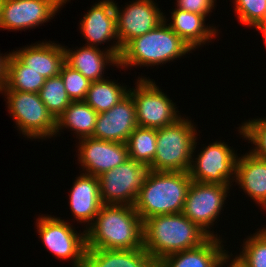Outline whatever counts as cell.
I'll return each mask as SVG.
<instances>
[{
  "label": "cell",
  "instance_id": "f546056e",
  "mask_svg": "<svg viewBox=\"0 0 266 267\" xmlns=\"http://www.w3.org/2000/svg\"><path fill=\"white\" fill-rule=\"evenodd\" d=\"M239 135L255 145L250 152L263 160H266V117L249 119L239 126Z\"/></svg>",
  "mask_w": 266,
  "mask_h": 267
},
{
  "label": "cell",
  "instance_id": "ba28073f",
  "mask_svg": "<svg viewBox=\"0 0 266 267\" xmlns=\"http://www.w3.org/2000/svg\"><path fill=\"white\" fill-rule=\"evenodd\" d=\"M36 223L39 238L47 250L58 259H70L73 267L83 266L87 249L85 229L78 233L71 223L51 215L38 216Z\"/></svg>",
  "mask_w": 266,
  "mask_h": 267
},
{
  "label": "cell",
  "instance_id": "cb8c5ba5",
  "mask_svg": "<svg viewBox=\"0 0 266 267\" xmlns=\"http://www.w3.org/2000/svg\"><path fill=\"white\" fill-rule=\"evenodd\" d=\"M97 115L98 113L85 101H72L56 119L55 137L64 128L74 131L78 139L91 137L96 126Z\"/></svg>",
  "mask_w": 266,
  "mask_h": 267
},
{
  "label": "cell",
  "instance_id": "4316f807",
  "mask_svg": "<svg viewBox=\"0 0 266 267\" xmlns=\"http://www.w3.org/2000/svg\"><path fill=\"white\" fill-rule=\"evenodd\" d=\"M129 159L149 166L157 149V129L136 127L126 142Z\"/></svg>",
  "mask_w": 266,
  "mask_h": 267
},
{
  "label": "cell",
  "instance_id": "7c38bea8",
  "mask_svg": "<svg viewBox=\"0 0 266 267\" xmlns=\"http://www.w3.org/2000/svg\"><path fill=\"white\" fill-rule=\"evenodd\" d=\"M64 4L65 0H3L0 28L9 31L36 28L53 19Z\"/></svg>",
  "mask_w": 266,
  "mask_h": 267
},
{
  "label": "cell",
  "instance_id": "ac0fdd59",
  "mask_svg": "<svg viewBox=\"0 0 266 267\" xmlns=\"http://www.w3.org/2000/svg\"><path fill=\"white\" fill-rule=\"evenodd\" d=\"M219 237H209L200 246L175 252L162 258L158 267H223L228 264L232 253L226 251Z\"/></svg>",
  "mask_w": 266,
  "mask_h": 267
},
{
  "label": "cell",
  "instance_id": "30bf717a",
  "mask_svg": "<svg viewBox=\"0 0 266 267\" xmlns=\"http://www.w3.org/2000/svg\"><path fill=\"white\" fill-rule=\"evenodd\" d=\"M230 187L192 180L182 214L195 223L209 237H218L217 234L210 231V226H214V222L221 214V210H223L222 208L225 207Z\"/></svg>",
  "mask_w": 266,
  "mask_h": 267
},
{
  "label": "cell",
  "instance_id": "277c9868",
  "mask_svg": "<svg viewBox=\"0 0 266 267\" xmlns=\"http://www.w3.org/2000/svg\"><path fill=\"white\" fill-rule=\"evenodd\" d=\"M164 21L155 29L132 39L121 51L119 67L155 66L181 58L192 49Z\"/></svg>",
  "mask_w": 266,
  "mask_h": 267
},
{
  "label": "cell",
  "instance_id": "44dd1931",
  "mask_svg": "<svg viewBox=\"0 0 266 267\" xmlns=\"http://www.w3.org/2000/svg\"><path fill=\"white\" fill-rule=\"evenodd\" d=\"M234 180L244 193L266 211V160L249 151L237 157Z\"/></svg>",
  "mask_w": 266,
  "mask_h": 267
},
{
  "label": "cell",
  "instance_id": "8fae6325",
  "mask_svg": "<svg viewBox=\"0 0 266 267\" xmlns=\"http://www.w3.org/2000/svg\"><path fill=\"white\" fill-rule=\"evenodd\" d=\"M201 150L198 157L192 158L190 178L200 183L232 186L238 157L235 150L221 141H215Z\"/></svg>",
  "mask_w": 266,
  "mask_h": 267
},
{
  "label": "cell",
  "instance_id": "d6a6232c",
  "mask_svg": "<svg viewBox=\"0 0 266 267\" xmlns=\"http://www.w3.org/2000/svg\"><path fill=\"white\" fill-rule=\"evenodd\" d=\"M176 8L207 17L215 8L216 0H176Z\"/></svg>",
  "mask_w": 266,
  "mask_h": 267
},
{
  "label": "cell",
  "instance_id": "8d00e7d4",
  "mask_svg": "<svg viewBox=\"0 0 266 267\" xmlns=\"http://www.w3.org/2000/svg\"><path fill=\"white\" fill-rule=\"evenodd\" d=\"M3 0H0V16H1V7H2Z\"/></svg>",
  "mask_w": 266,
  "mask_h": 267
},
{
  "label": "cell",
  "instance_id": "2e32d148",
  "mask_svg": "<svg viewBox=\"0 0 266 267\" xmlns=\"http://www.w3.org/2000/svg\"><path fill=\"white\" fill-rule=\"evenodd\" d=\"M112 46L101 50L99 47L83 45L73 51L67 46L64 47L65 63L71 68L79 71L85 78L91 82L103 80V74L107 65H119L121 47ZM66 47V48H65ZM105 68V69H104Z\"/></svg>",
  "mask_w": 266,
  "mask_h": 267
},
{
  "label": "cell",
  "instance_id": "f1b7e54d",
  "mask_svg": "<svg viewBox=\"0 0 266 267\" xmlns=\"http://www.w3.org/2000/svg\"><path fill=\"white\" fill-rule=\"evenodd\" d=\"M39 96L48 111L57 119L72 102L60 75L45 80Z\"/></svg>",
  "mask_w": 266,
  "mask_h": 267
},
{
  "label": "cell",
  "instance_id": "9a60e30c",
  "mask_svg": "<svg viewBox=\"0 0 266 267\" xmlns=\"http://www.w3.org/2000/svg\"><path fill=\"white\" fill-rule=\"evenodd\" d=\"M137 126L135 103L128 93L110 110L97 115L96 126L91 137L126 143Z\"/></svg>",
  "mask_w": 266,
  "mask_h": 267
},
{
  "label": "cell",
  "instance_id": "52a82bcc",
  "mask_svg": "<svg viewBox=\"0 0 266 267\" xmlns=\"http://www.w3.org/2000/svg\"><path fill=\"white\" fill-rule=\"evenodd\" d=\"M154 79L138 77L135 88H129L135 108L138 127L162 128L181 117L175 103L155 84Z\"/></svg>",
  "mask_w": 266,
  "mask_h": 267
},
{
  "label": "cell",
  "instance_id": "83f0119b",
  "mask_svg": "<svg viewBox=\"0 0 266 267\" xmlns=\"http://www.w3.org/2000/svg\"><path fill=\"white\" fill-rule=\"evenodd\" d=\"M241 250L230 260L236 267H266V233L262 229L244 239Z\"/></svg>",
  "mask_w": 266,
  "mask_h": 267
},
{
  "label": "cell",
  "instance_id": "7a4b0ae2",
  "mask_svg": "<svg viewBox=\"0 0 266 267\" xmlns=\"http://www.w3.org/2000/svg\"><path fill=\"white\" fill-rule=\"evenodd\" d=\"M209 236L182 213L143 221V248L159 262L165 256L200 246Z\"/></svg>",
  "mask_w": 266,
  "mask_h": 267
},
{
  "label": "cell",
  "instance_id": "e0dca14e",
  "mask_svg": "<svg viewBox=\"0 0 266 267\" xmlns=\"http://www.w3.org/2000/svg\"><path fill=\"white\" fill-rule=\"evenodd\" d=\"M114 6V0H101L81 18L79 28L87 41L85 45L98 47L113 39L115 46H120Z\"/></svg>",
  "mask_w": 266,
  "mask_h": 267
},
{
  "label": "cell",
  "instance_id": "5bb4252c",
  "mask_svg": "<svg viewBox=\"0 0 266 267\" xmlns=\"http://www.w3.org/2000/svg\"><path fill=\"white\" fill-rule=\"evenodd\" d=\"M78 163L85 174L99 177L129 159L126 143L85 137L78 139Z\"/></svg>",
  "mask_w": 266,
  "mask_h": 267
},
{
  "label": "cell",
  "instance_id": "603a6c76",
  "mask_svg": "<svg viewBox=\"0 0 266 267\" xmlns=\"http://www.w3.org/2000/svg\"><path fill=\"white\" fill-rule=\"evenodd\" d=\"M171 12L170 28L192 49L203 46L215 39L218 29L206 26V17L175 8ZM213 27V28H212Z\"/></svg>",
  "mask_w": 266,
  "mask_h": 267
},
{
  "label": "cell",
  "instance_id": "836d02e7",
  "mask_svg": "<svg viewBox=\"0 0 266 267\" xmlns=\"http://www.w3.org/2000/svg\"><path fill=\"white\" fill-rule=\"evenodd\" d=\"M9 54H5L2 56L0 54V89L4 86L6 82V71H7V60Z\"/></svg>",
  "mask_w": 266,
  "mask_h": 267
},
{
  "label": "cell",
  "instance_id": "e575fe53",
  "mask_svg": "<svg viewBox=\"0 0 266 267\" xmlns=\"http://www.w3.org/2000/svg\"><path fill=\"white\" fill-rule=\"evenodd\" d=\"M256 31H260L263 34V39L266 45V22H261L257 26L254 27Z\"/></svg>",
  "mask_w": 266,
  "mask_h": 267
},
{
  "label": "cell",
  "instance_id": "6da1fadb",
  "mask_svg": "<svg viewBox=\"0 0 266 267\" xmlns=\"http://www.w3.org/2000/svg\"><path fill=\"white\" fill-rule=\"evenodd\" d=\"M87 249L143 248V221L132 205L103 204L86 229Z\"/></svg>",
  "mask_w": 266,
  "mask_h": 267
},
{
  "label": "cell",
  "instance_id": "ffe728a7",
  "mask_svg": "<svg viewBox=\"0 0 266 267\" xmlns=\"http://www.w3.org/2000/svg\"><path fill=\"white\" fill-rule=\"evenodd\" d=\"M24 65L46 79L58 76L65 63V51L55 42H38L12 52Z\"/></svg>",
  "mask_w": 266,
  "mask_h": 267
},
{
  "label": "cell",
  "instance_id": "5b68a950",
  "mask_svg": "<svg viewBox=\"0 0 266 267\" xmlns=\"http://www.w3.org/2000/svg\"><path fill=\"white\" fill-rule=\"evenodd\" d=\"M197 130L188 118L157 129V149L149 170L189 172L197 145Z\"/></svg>",
  "mask_w": 266,
  "mask_h": 267
},
{
  "label": "cell",
  "instance_id": "3957f363",
  "mask_svg": "<svg viewBox=\"0 0 266 267\" xmlns=\"http://www.w3.org/2000/svg\"><path fill=\"white\" fill-rule=\"evenodd\" d=\"M191 182L189 172L149 170L133 207L142 221L182 213Z\"/></svg>",
  "mask_w": 266,
  "mask_h": 267
},
{
  "label": "cell",
  "instance_id": "7402d4cb",
  "mask_svg": "<svg viewBox=\"0 0 266 267\" xmlns=\"http://www.w3.org/2000/svg\"><path fill=\"white\" fill-rule=\"evenodd\" d=\"M82 267H158V262L144 248L86 249Z\"/></svg>",
  "mask_w": 266,
  "mask_h": 267
},
{
  "label": "cell",
  "instance_id": "d4e9b609",
  "mask_svg": "<svg viewBox=\"0 0 266 267\" xmlns=\"http://www.w3.org/2000/svg\"><path fill=\"white\" fill-rule=\"evenodd\" d=\"M45 80V77L24 65L12 52H9L6 82L0 90L39 93Z\"/></svg>",
  "mask_w": 266,
  "mask_h": 267
},
{
  "label": "cell",
  "instance_id": "4fadbf2b",
  "mask_svg": "<svg viewBox=\"0 0 266 267\" xmlns=\"http://www.w3.org/2000/svg\"><path fill=\"white\" fill-rule=\"evenodd\" d=\"M120 9L115 3L117 36L121 50L134 38L155 29L164 14L153 0H133ZM157 5V6H156Z\"/></svg>",
  "mask_w": 266,
  "mask_h": 267
},
{
  "label": "cell",
  "instance_id": "4dcf8cb0",
  "mask_svg": "<svg viewBox=\"0 0 266 267\" xmlns=\"http://www.w3.org/2000/svg\"><path fill=\"white\" fill-rule=\"evenodd\" d=\"M59 75L63 80L67 95L71 101H84L91 81L66 63L61 67Z\"/></svg>",
  "mask_w": 266,
  "mask_h": 267
},
{
  "label": "cell",
  "instance_id": "d6986e66",
  "mask_svg": "<svg viewBox=\"0 0 266 267\" xmlns=\"http://www.w3.org/2000/svg\"><path fill=\"white\" fill-rule=\"evenodd\" d=\"M69 194V206L74 220L87 223L85 230L94 222L103 206L99 180L93 175L81 173L77 176Z\"/></svg>",
  "mask_w": 266,
  "mask_h": 267
},
{
  "label": "cell",
  "instance_id": "9c48e42d",
  "mask_svg": "<svg viewBox=\"0 0 266 267\" xmlns=\"http://www.w3.org/2000/svg\"><path fill=\"white\" fill-rule=\"evenodd\" d=\"M149 168L146 164L128 159L98 177L103 204L134 205Z\"/></svg>",
  "mask_w": 266,
  "mask_h": 267
},
{
  "label": "cell",
  "instance_id": "1f68e13d",
  "mask_svg": "<svg viewBox=\"0 0 266 267\" xmlns=\"http://www.w3.org/2000/svg\"><path fill=\"white\" fill-rule=\"evenodd\" d=\"M235 13L243 25L255 27L266 19V0H233Z\"/></svg>",
  "mask_w": 266,
  "mask_h": 267
},
{
  "label": "cell",
  "instance_id": "d590c367",
  "mask_svg": "<svg viewBox=\"0 0 266 267\" xmlns=\"http://www.w3.org/2000/svg\"><path fill=\"white\" fill-rule=\"evenodd\" d=\"M227 267H236L232 262H229V265Z\"/></svg>",
  "mask_w": 266,
  "mask_h": 267
},
{
  "label": "cell",
  "instance_id": "8992f818",
  "mask_svg": "<svg viewBox=\"0 0 266 267\" xmlns=\"http://www.w3.org/2000/svg\"><path fill=\"white\" fill-rule=\"evenodd\" d=\"M0 93L6 95L10 116L25 137L44 140L55 136L56 119L38 93L14 90H0Z\"/></svg>",
  "mask_w": 266,
  "mask_h": 267
},
{
  "label": "cell",
  "instance_id": "484cf974",
  "mask_svg": "<svg viewBox=\"0 0 266 267\" xmlns=\"http://www.w3.org/2000/svg\"><path fill=\"white\" fill-rule=\"evenodd\" d=\"M127 88L109 79L93 81L84 101L98 114L103 113L110 110L128 94L129 88Z\"/></svg>",
  "mask_w": 266,
  "mask_h": 267
}]
</instances>
